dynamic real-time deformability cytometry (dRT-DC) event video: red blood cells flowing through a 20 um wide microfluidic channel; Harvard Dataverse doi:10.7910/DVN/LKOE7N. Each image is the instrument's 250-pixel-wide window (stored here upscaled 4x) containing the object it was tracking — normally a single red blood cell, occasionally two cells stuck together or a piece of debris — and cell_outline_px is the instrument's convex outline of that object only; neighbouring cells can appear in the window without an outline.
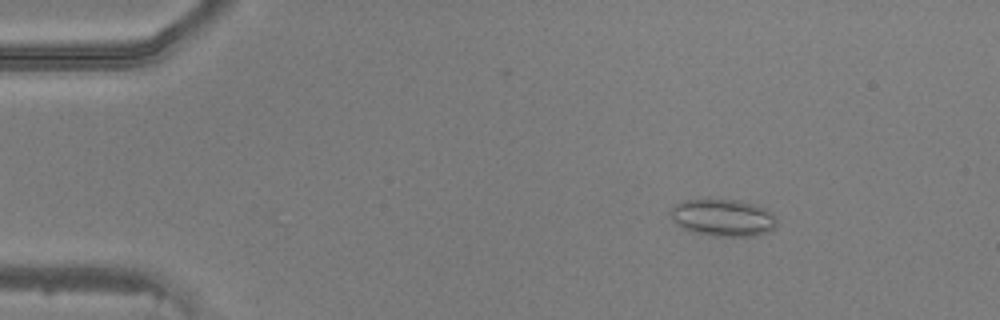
{"species": "common noctule bat (a hibernating species)", "species_latin": "Nyctalus noctula", "temperature_condition": "warm", "stored_images_in_passage": 25, "camera_frame_rate_fps": 3000, "um_per_image_px": 0.085, "animal": {"sex": "male", "body_mass_g": 20.5, "forearm_length_mm": 52.5}, "frame": {"image": 1, "passage_image": 8, "time_ms": 2.333, "image_size_px": [1000, 320], "cell_outline_px": [[776, 228], [768, 232], [756, 236], [712, 236], [696, 232], [684, 228], [676, 224], [668, 216], [668, 212], [680, 200], [740, 200], [756, 204], [764, 208], [776, 216]], "centroid_in_image_um": [61.46, 18.5], "position_along_channel_um": 23.5, "area_um2": 23.18}}
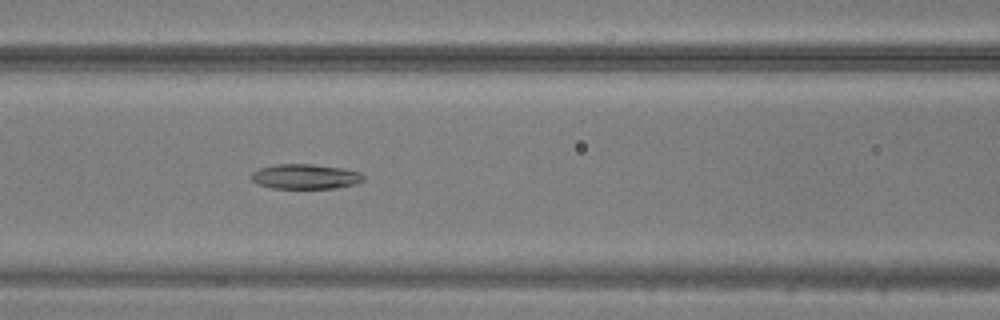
{"frame": {"image": 2, "passage_image": 22, "time_ms": 7.0, "image_size_px": [1000, 320], "cell_outline_px": [[364, 180], [356, 184], [336, 188], [272, 188], [260, 184], [252, 180], [252, 172], [260, 168], [276, 164], [312, 164], [344, 168], [360, 172], [364, 176]], "centroid_in_image_um": [26.0, 15.0], "position_along_channel_um": 140.6, "area_um2": 16.24}}
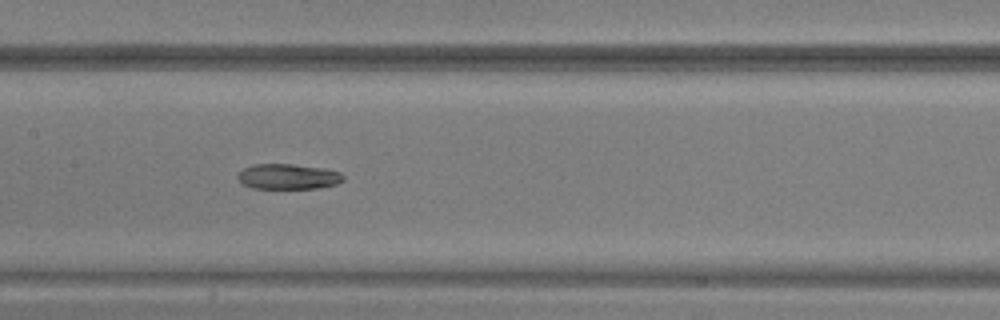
{"frame": {"image": 3, "passage_image": 25, "time_ms": 8.0, "image_size_px": [1000, 320], "cell_outline_px": [[344, 180], [336, 184], [316, 188], [252, 188], [244, 184], [236, 176], [244, 168], [252, 164], [292, 164], [324, 168], [340, 172], [344, 176]], "centroid_in_image_um": [24.5, 15.0], "position_along_channel_um": 182.9, "area_um2": 15.49}}